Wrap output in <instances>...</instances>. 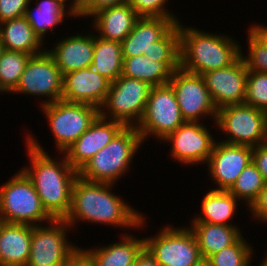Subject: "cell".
Segmentation results:
<instances>
[{"instance_id": "1", "label": "cell", "mask_w": 267, "mask_h": 266, "mask_svg": "<svg viewBox=\"0 0 267 266\" xmlns=\"http://www.w3.org/2000/svg\"><path fill=\"white\" fill-rule=\"evenodd\" d=\"M25 138L30 165L20 169L31 180L47 213L53 219H65L71 209L72 189L78 171L69 164L64 153H58L61 157L54 156L61 158L56 160L33 134L29 132Z\"/></svg>"}, {"instance_id": "2", "label": "cell", "mask_w": 267, "mask_h": 266, "mask_svg": "<svg viewBox=\"0 0 267 266\" xmlns=\"http://www.w3.org/2000/svg\"><path fill=\"white\" fill-rule=\"evenodd\" d=\"M115 185L92 182L77 176L72 189L71 209L65 221L75 229L80 222L122 227L132 230L145 227L146 216L115 195ZM142 227V228H140Z\"/></svg>"}, {"instance_id": "3", "label": "cell", "mask_w": 267, "mask_h": 266, "mask_svg": "<svg viewBox=\"0 0 267 266\" xmlns=\"http://www.w3.org/2000/svg\"><path fill=\"white\" fill-rule=\"evenodd\" d=\"M180 68L202 75L232 65L240 56V42L227 34L205 32L179 21Z\"/></svg>"}, {"instance_id": "4", "label": "cell", "mask_w": 267, "mask_h": 266, "mask_svg": "<svg viewBox=\"0 0 267 266\" xmlns=\"http://www.w3.org/2000/svg\"><path fill=\"white\" fill-rule=\"evenodd\" d=\"M143 143L136 127L125 126L107 146L85 163L78 176L92 182L116 185L120 177L130 170L133 158Z\"/></svg>"}, {"instance_id": "5", "label": "cell", "mask_w": 267, "mask_h": 266, "mask_svg": "<svg viewBox=\"0 0 267 266\" xmlns=\"http://www.w3.org/2000/svg\"><path fill=\"white\" fill-rule=\"evenodd\" d=\"M0 220L33 226L53 220L44 209L31 180L22 170L0 187Z\"/></svg>"}, {"instance_id": "6", "label": "cell", "mask_w": 267, "mask_h": 266, "mask_svg": "<svg viewBox=\"0 0 267 266\" xmlns=\"http://www.w3.org/2000/svg\"><path fill=\"white\" fill-rule=\"evenodd\" d=\"M40 108L46 115L58 153H64L100 115L99 108L94 105L62 99Z\"/></svg>"}, {"instance_id": "7", "label": "cell", "mask_w": 267, "mask_h": 266, "mask_svg": "<svg viewBox=\"0 0 267 266\" xmlns=\"http://www.w3.org/2000/svg\"><path fill=\"white\" fill-rule=\"evenodd\" d=\"M213 124L227 135L222 142L251 147L267 143V112L245 103L218 109Z\"/></svg>"}, {"instance_id": "8", "label": "cell", "mask_w": 267, "mask_h": 266, "mask_svg": "<svg viewBox=\"0 0 267 266\" xmlns=\"http://www.w3.org/2000/svg\"><path fill=\"white\" fill-rule=\"evenodd\" d=\"M151 87L147 82L119 76L110 84L106 99L99 108L100 116L136 127L143 117Z\"/></svg>"}, {"instance_id": "9", "label": "cell", "mask_w": 267, "mask_h": 266, "mask_svg": "<svg viewBox=\"0 0 267 266\" xmlns=\"http://www.w3.org/2000/svg\"><path fill=\"white\" fill-rule=\"evenodd\" d=\"M70 230L71 226L64 219H53L48 224L33 226L26 266H67L80 250L68 241Z\"/></svg>"}, {"instance_id": "10", "label": "cell", "mask_w": 267, "mask_h": 266, "mask_svg": "<svg viewBox=\"0 0 267 266\" xmlns=\"http://www.w3.org/2000/svg\"><path fill=\"white\" fill-rule=\"evenodd\" d=\"M157 234L144 237V247L160 266H193L200 258L196 237L190 227L167 224Z\"/></svg>"}, {"instance_id": "11", "label": "cell", "mask_w": 267, "mask_h": 266, "mask_svg": "<svg viewBox=\"0 0 267 266\" xmlns=\"http://www.w3.org/2000/svg\"><path fill=\"white\" fill-rule=\"evenodd\" d=\"M183 123L173 88L169 84L151 87L143 117L136 126L143 142L152 136L161 142Z\"/></svg>"}, {"instance_id": "12", "label": "cell", "mask_w": 267, "mask_h": 266, "mask_svg": "<svg viewBox=\"0 0 267 266\" xmlns=\"http://www.w3.org/2000/svg\"><path fill=\"white\" fill-rule=\"evenodd\" d=\"M63 74L53 57L45 50L31 56L21 75L18 85L11 94L40 96L45 99L40 107L62 99Z\"/></svg>"}, {"instance_id": "13", "label": "cell", "mask_w": 267, "mask_h": 266, "mask_svg": "<svg viewBox=\"0 0 267 266\" xmlns=\"http://www.w3.org/2000/svg\"><path fill=\"white\" fill-rule=\"evenodd\" d=\"M168 84L174 90L185 122H202L204 118H212L215 123L218 109L201 75L179 67Z\"/></svg>"}, {"instance_id": "14", "label": "cell", "mask_w": 267, "mask_h": 266, "mask_svg": "<svg viewBox=\"0 0 267 266\" xmlns=\"http://www.w3.org/2000/svg\"><path fill=\"white\" fill-rule=\"evenodd\" d=\"M203 122H185L163 143L171 146L170 156L184 166L207 163L217 140Z\"/></svg>"}, {"instance_id": "15", "label": "cell", "mask_w": 267, "mask_h": 266, "mask_svg": "<svg viewBox=\"0 0 267 266\" xmlns=\"http://www.w3.org/2000/svg\"><path fill=\"white\" fill-rule=\"evenodd\" d=\"M252 161V147L217 141L209 157L208 176L215 190H229L244 168Z\"/></svg>"}, {"instance_id": "16", "label": "cell", "mask_w": 267, "mask_h": 266, "mask_svg": "<svg viewBox=\"0 0 267 266\" xmlns=\"http://www.w3.org/2000/svg\"><path fill=\"white\" fill-rule=\"evenodd\" d=\"M247 73L246 65L240 56L230 66L201 75L217 109L244 103Z\"/></svg>"}, {"instance_id": "17", "label": "cell", "mask_w": 267, "mask_h": 266, "mask_svg": "<svg viewBox=\"0 0 267 266\" xmlns=\"http://www.w3.org/2000/svg\"><path fill=\"white\" fill-rule=\"evenodd\" d=\"M125 127L119 121L109 120L100 115L91 126L64 152L69 164L79 171L85 163Z\"/></svg>"}, {"instance_id": "18", "label": "cell", "mask_w": 267, "mask_h": 266, "mask_svg": "<svg viewBox=\"0 0 267 266\" xmlns=\"http://www.w3.org/2000/svg\"><path fill=\"white\" fill-rule=\"evenodd\" d=\"M111 82L91 67L63 74L62 100L98 108L104 103Z\"/></svg>"}, {"instance_id": "19", "label": "cell", "mask_w": 267, "mask_h": 266, "mask_svg": "<svg viewBox=\"0 0 267 266\" xmlns=\"http://www.w3.org/2000/svg\"><path fill=\"white\" fill-rule=\"evenodd\" d=\"M84 34V35H83ZM55 40L52 49L47 52L53 57L62 74L91 67L94 54V32L76 33Z\"/></svg>"}, {"instance_id": "20", "label": "cell", "mask_w": 267, "mask_h": 266, "mask_svg": "<svg viewBox=\"0 0 267 266\" xmlns=\"http://www.w3.org/2000/svg\"><path fill=\"white\" fill-rule=\"evenodd\" d=\"M94 33L99 38L122 42L132 31L140 16L129 3L102 8L90 16Z\"/></svg>"}, {"instance_id": "21", "label": "cell", "mask_w": 267, "mask_h": 266, "mask_svg": "<svg viewBox=\"0 0 267 266\" xmlns=\"http://www.w3.org/2000/svg\"><path fill=\"white\" fill-rule=\"evenodd\" d=\"M176 23L172 18L140 17L132 31L121 42L122 57L150 53L153 43L159 41Z\"/></svg>"}, {"instance_id": "22", "label": "cell", "mask_w": 267, "mask_h": 266, "mask_svg": "<svg viewBox=\"0 0 267 266\" xmlns=\"http://www.w3.org/2000/svg\"><path fill=\"white\" fill-rule=\"evenodd\" d=\"M118 242L80 249L91 259L95 266H134L137 255L144 248V237L138 238L130 232L121 234Z\"/></svg>"}, {"instance_id": "23", "label": "cell", "mask_w": 267, "mask_h": 266, "mask_svg": "<svg viewBox=\"0 0 267 266\" xmlns=\"http://www.w3.org/2000/svg\"><path fill=\"white\" fill-rule=\"evenodd\" d=\"M33 225L0 222V266H26Z\"/></svg>"}, {"instance_id": "24", "label": "cell", "mask_w": 267, "mask_h": 266, "mask_svg": "<svg viewBox=\"0 0 267 266\" xmlns=\"http://www.w3.org/2000/svg\"><path fill=\"white\" fill-rule=\"evenodd\" d=\"M179 67L180 61H154L146 58V55L123 57L122 75L155 87L168 84Z\"/></svg>"}, {"instance_id": "25", "label": "cell", "mask_w": 267, "mask_h": 266, "mask_svg": "<svg viewBox=\"0 0 267 266\" xmlns=\"http://www.w3.org/2000/svg\"><path fill=\"white\" fill-rule=\"evenodd\" d=\"M190 225L189 227L196 237L200 255L204 258H209L221 249L233 245L242 236L238 225L205 222H192Z\"/></svg>"}, {"instance_id": "26", "label": "cell", "mask_w": 267, "mask_h": 266, "mask_svg": "<svg viewBox=\"0 0 267 266\" xmlns=\"http://www.w3.org/2000/svg\"><path fill=\"white\" fill-rule=\"evenodd\" d=\"M0 39L6 50L28 53L32 56L43 53L44 44L34 33L24 16L0 23Z\"/></svg>"}, {"instance_id": "27", "label": "cell", "mask_w": 267, "mask_h": 266, "mask_svg": "<svg viewBox=\"0 0 267 266\" xmlns=\"http://www.w3.org/2000/svg\"><path fill=\"white\" fill-rule=\"evenodd\" d=\"M32 2L33 0H30L25 10L24 17L43 43L47 32H51L55 36L56 32H54V28L57 25L61 26V23H63L64 19L67 17L75 18L68 8L58 0H38V2ZM31 3L36 7L34 6L32 9V7H30Z\"/></svg>"}, {"instance_id": "28", "label": "cell", "mask_w": 267, "mask_h": 266, "mask_svg": "<svg viewBox=\"0 0 267 266\" xmlns=\"http://www.w3.org/2000/svg\"><path fill=\"white\" fill-rule=\"evenodd\" d=\"M201 201V213H197L191 222L235 225L229 221L236 215L240 201L228 190L211 189Z\"/></svg>"}, {"instance_id": "29", "label": "cell", "mask_w": 267, "mask_h": 266, "mask_svg": "<svg viewBox=\"0 0 267 266\" xmlns=\"http://www.w3.org/2000/svg\"><path fill=\"white\" fill-rule=\"evenodd\" d=\"M91 68L110 82H114L123 71L122 44L99 38L95 33Z\"/></svg>"}, {"instance_id": "30", "label": "cell", "mask_w": 267, "mask_h": 266, "mask_svg": "<svg viewBox=\"0 0 267 266\" xmlns=\"http://www.w3.org/2000/svg\"><path fill=\"white\" fill-rule=\"evenodd\" d=\"M266 182L257 169L256 165L251 161L238 176L236 182L228 190L234 195L240 203L243 201L248 209L258 199L261 190L265 187Z\"/></svg>"}, {"instance_id": "31", "label": "cell", "mask_w": 267, "mask_h": 266, "mask_svg": "<svg viewBox=\"0 0 267 266\" xmlns=\"http://www.w3.org/2000/svg\"><path fill=\"white\" fill-rule=\"evenodd\" d=\"M31 56L4 49L0 57V94H10L16 88Z\"/></svg>"}, {"instance_id": "32", "label": "cell", "mask_w": 267, "mask_h": 266, "mask_svg": "<svg viewBox=\"0 0 267 266\" xmlns=\"http://www.w3.org/2000/svg\"><path fill=\"white\" fill-rule=\"evenodd\" d=\"M253 247L241 236L233 245L221 249L208 259L212 266H252Z\"/></svg>"}, {"instance_id": "33", "label": "cell", "mask_w": 267, "mask_h": 266, "mask_svg": "<svg viewBox=\"0 0 267 266\" xmlns=\"http://www.w3.org/2000/svg\"><path fill=\"white\" fill-rule=\"evenodd\" d=\"M179 22L176 23L159 41L153 43L146 58L154 61H180Z\"/></svg>"}, {"instance_id": "34", "label": "cell", "mask_w": 267, "mask_h": 266, "mask_svg": "<svg viewBox=\"0 0 267 266\" xmlns=\"http://www.w3.org/2000/svg\"><path fill=\"white\" fill-rule=\"evenodd\" d=\"M244 103L267 112V72L248 71Z\"/></svg>"}, {"instance_id": "35", "label": "cell", "mask_w": 267, "mask_h": 266, "mask_svg": "<svg viewBox=\"0 0 267 266\" xmlns=\"http://www.w3.org/2000/svg\"><path fill=\"white\" fill-rule=\"evenodd\" d=\"M168 1L169 0H129L128 3L140 17L172 18L178 23L180 19L176 18L177 16H175L172 11L170 12L168 10Z\"/></svg>"}, {"instance_id": "36", "label": "cell", "mask_w": 267, "mask_h": 266, "mask_svg": "<svg viewBox=\"0 0 267 266\" xmlns=\"http://www.w3.org/2000/svg\"><path fill=\"white\" fill-rule=\"evenodd\" d=\"M247 38L248 52H242L241 58L243 59L248 71L267 72V49L261 46L249 33Z\"/></svg>"}, {"instance_id": "37", "label": "cell", "mask_w": 267, "mask_h": 266, "mask_svg": "<svg viewBox=\"0 0 267 266\" xmlns=\"http://www.w3.org/2000/svg\"><path fill=\"white\" fill-rule=\"evenodd\" d=\"M30 0H0V23L24 16Z\"/></svg>"}, {"instance_id": "38", "label": "cell", "mask_w": 267, "mask_h": 266, "mask_svg": "<svg viewBox=\"0 0 267 266\" xmlns=\"http://www.w3.org/2000/svg\"><path fill=\"white\" fill-rule=\"evenodd\" d=\"M249 212L257 222L267 223V183L265 187L261 190L258 199L249 208Z\"/></svg>"}, {"instance_id": "39", "label": "cell", "mask_w": 267, "mask_h": 266, "mask_svg": "<svg viewBox=\"0 0 267 266\" xmlns=\"http://www.w3.org/2000/svg\"><path fill=\"white\" fill-rule=\"evenodd\" d=\"M252 162L267 183V143L252 147Z\"/></svg>"}, {"instance_id": "40", "label": "cell", "mask_w": 267, "mask_h": 266, "mask_svg": "<svg viewBox=\"0 0 267 266\" xmlns=\"http://www.w3.org/2000/svg\"><path fill=\"white\" fill-rule=\"evenodd\" d=\"M68 10L75 18L90 17L93 14L94 0H68Z\"/></svg>"}, {"instance_id": "41", "label": "cell", "mask_w": 267, "mask_h": 266, "mask_svg": "<svg viewBox=\"0 0 267 266\" xmlns=\"http://www.w3.org/2000/svg\"><path fill=\"white\" fill-rule=\"evenodd\" d=\"M262 23H253L250 28L248 27V33L265 49H267V26L261 25Z\"/></svg>"}, {"instance_id": "42", "label": "cell", "mask_w": 267, "mask_h": 266, "mask_svg": "<svg viewBox=\"0 0 267 266\" xmlns=\"http://www.w3.org/2000/svg\"><path fill=\"white\" fill-rule=\"evenodd\" d=\"M134 266H160L149 251L144 247L137 255Z\"/></svg>"}, {"instance_id": "43", "label": "cell", "mask_w": 267, "mask_h": 266, "mask_svg": "<svg viewBox=\"0 0 267 266\" xmlns=\"http://www.w3.org/2000/svg\"><path fill=\"white\" fill-rule=\"evenodd\" d=\"M67 266H95L91 259L80 249L70 260Z\"/></svg>"}, {"instance_id": "44", "label": "cell", "mask_w": 267, "mask_h": 266, "mask_svg": "<svg viewBox=\"0 0 267 266\" xmlns=\"http://www.w3.org/2000/svg\"><path fill=\"white\" fill-rule=\"evenodd\" d=\"M128 2L129 0H94L93 13L105 7L115 6V5L128 3Z\"/></svg>"}, {"instance_id": "45", "label": "cell", "mask_w": 267, "mask_h": 266, "mask_svg": "<svg viewBox=\"0 0 267 266\" xmlns=\"http://www.w3.org/2000/svg\"><path fill=\"white\" fill-rule=\"evenodd\" d=\"M193 266H212L208 258L201 257L200 260Z\"/></svg>"}, {"instance_id": "46", "label": "cell", "mask_w": 267, "mask_h": 266, "mask_svg": "<svg viewBox=\"0 0 267 266\" xmlns=\"http://www.w3.org/2000/svg\"><path fill=\"white\" fill-rule=\"evenodd\" d=\"M265 256L266 257H264L263 261H261L262 263L260 264V266H267V254Z\"/></svg>"}, {"instance_id": "47", "label": "cell", "mask_w": 267, "mask_h": 266, "mask_svg": "<svg viewBox=\"0 0 267 266\" xmlns=\"http://www.w3.org/2000/svg\"><path fill=\"white\" fill-rule=\"evenodd\" d=\"M3 51H4V46H3L1 39H0V57H1Z\"/></svg>"}, {"instance_id": "48", "label": "cell", "mask_w": 267, "mask_h": 266, "mask_svg": "<svg viewBox=\"0 0 267 266\" xmlns=\"http://www.w3.org/2000/svg\"><path fill=\"white\" fill-rule=\"evenodd\" d=\"M58 1L62 2L67 7L68 4L66 3V1L68 0H58Z\"/></svg>"}]
</instances>
